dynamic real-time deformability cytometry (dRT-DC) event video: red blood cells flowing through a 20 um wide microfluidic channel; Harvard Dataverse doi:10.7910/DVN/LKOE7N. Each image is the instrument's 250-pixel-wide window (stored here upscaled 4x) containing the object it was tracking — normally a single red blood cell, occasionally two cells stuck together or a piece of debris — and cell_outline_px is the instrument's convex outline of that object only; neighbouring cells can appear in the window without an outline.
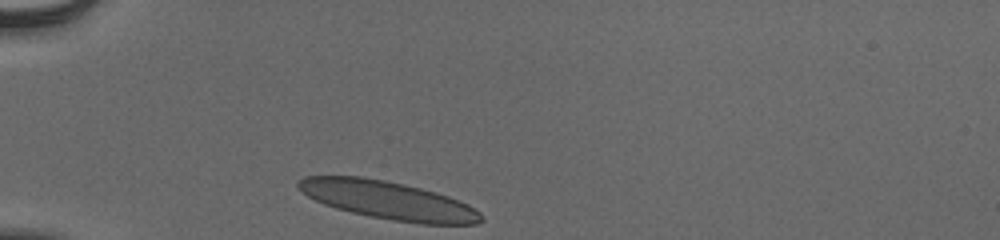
{"species": "human", "species_latin": "Homo sapiens", "temperature_condition": "cold", "stored_images_in_passage": 30, "camera_frame_rate_fps": 3000, "um_per_image_px": 0.085, "donor": {"sex": "male"}, "frame": {"image": 1, "passage_image": 1, "time_ms": 0.0, "image_size_px": [1000, 240], "cell_outline_px": [[484, 220], [476, 224], [420, 224], [392, 220], [352, 212], [336, 208], [324, 204], [308, 196], [296, 184], [304, 176], [360, 176], [384, 180], [420, 188], [436, 192], [448, 196], [468, 204], [480, 212], [484, 216]], "centroid_in_image_um": [33.04, 17.03], "position_along_channel_um": 52.0, "area_um2": 40.29}}
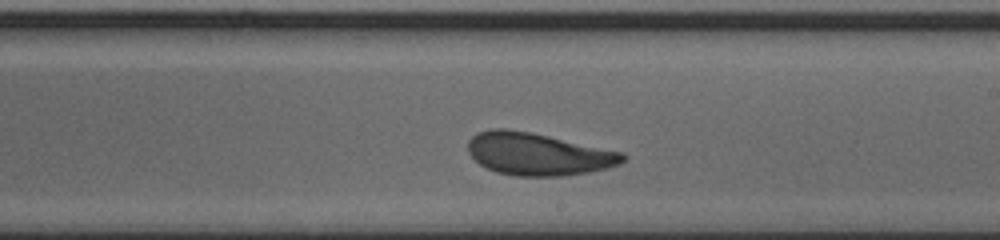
{"frame": {"image": 2, "passage_image": 18, "time_ms": 5.667, "image_size_px": [1000, 240], "cell_outline_px": [[628, 156], [620, 164], [608, 168], [588, 172], [560, 176], [516, 176], [496, 172], [480, 164], [468, 152], [468, 140], [476, 132], [492, 128], [504, 128], [532, 132], [624, 152]], "centroid_in_image_um": [45.75, 13.08], "position_along_channel_um": 243.3, "area_um2": 38.49}}
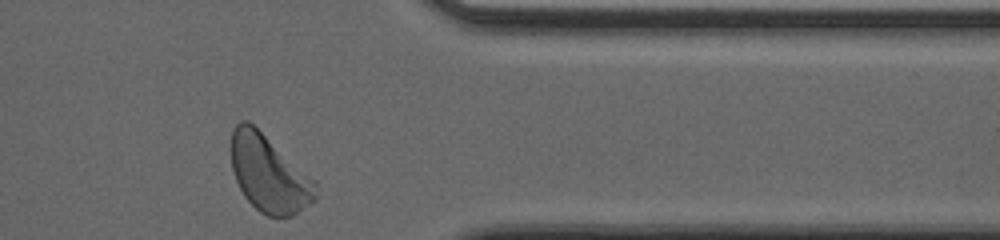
{"frame": {"image": 3, "passage_image": 30, "time_ms": 9.667, "image_size_px": [1000, 240], "cell_outline_px": [[316, 200], [292, 216], [268, 216], [260, 212], [244, 196], [236, 180], [232, 168], [232, 128], [240, 120], [248, 120], [316, 180]], "centroid_in_image_um": [22.87, 14.77], "position_along_channel_um": 388.5, "area_um2": 37.57}, "authors_computed_cell_mechanics": {"area_um2": 38.148, "velocity_mm_per_s": 3.8317, "shape_relaxation_time_tau1_ms": 4.6792, "shape_relaxation_time_tau2_ms": 1.272, "deformation_change_tau1": 0.1624, "deformation_change_tau2": 0.0666}}